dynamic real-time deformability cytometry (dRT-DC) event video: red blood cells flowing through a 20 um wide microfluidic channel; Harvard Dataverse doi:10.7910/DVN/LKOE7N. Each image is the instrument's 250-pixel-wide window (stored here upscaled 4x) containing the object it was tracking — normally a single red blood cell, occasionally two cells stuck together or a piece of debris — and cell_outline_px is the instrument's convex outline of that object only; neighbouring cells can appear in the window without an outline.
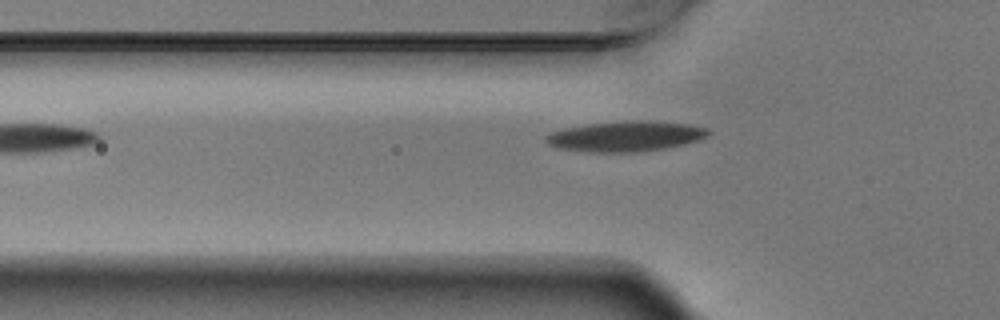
{"species": "Egyptian fruit bat (a non-hibernating species)", "species_latin": "Rousettus aegyptiacus", "temperature_condition": "warm", "stored_images_in_passage": 6, "camera_frame_rate_fps": 3000, "um_per_image_px": 0.085, "animal": {"sex": "male"}, "frame": {"image": 1, "passage_image": 6, "time_ms": 1.667, "image_size_px": [1000, 320], "cell_outline_px": [[712, 132], [708, 136], [700, 140], [684, 144], [664, 148], [632, 152], [596, 152], [560, 148], [548, 144], [544, 140], [544, 136], [552, 132], [564, 128], [588, 124], [632, 120], [648, 120], [692, 124], [708, 128]], "centroid_in_image_um": [53.24, 11.57], "position_along_channel_um": 72.6, "area_um2": 28.73}}